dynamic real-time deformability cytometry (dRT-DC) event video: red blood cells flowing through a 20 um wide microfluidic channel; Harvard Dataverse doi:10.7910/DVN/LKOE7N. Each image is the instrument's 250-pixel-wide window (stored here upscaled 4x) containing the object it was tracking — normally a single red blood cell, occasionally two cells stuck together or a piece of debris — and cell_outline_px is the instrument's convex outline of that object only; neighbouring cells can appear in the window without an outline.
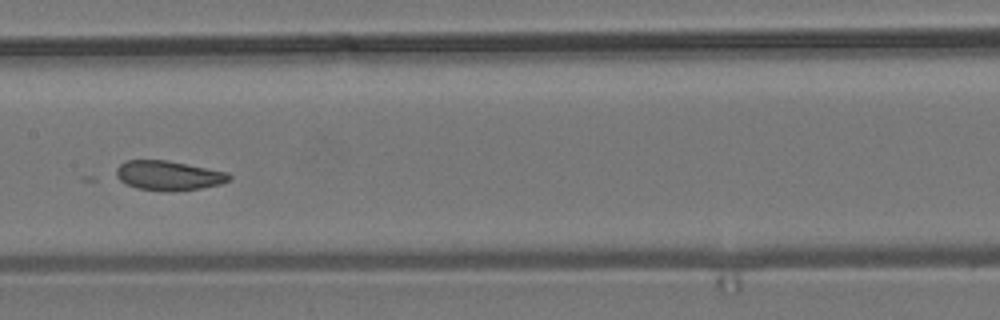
{"species": "common noctule bat (a hibernating species)", "species_latin": "Nyctalus noctula", "temperature_condition": "room temperature", "stored_images_in_passage": 10, "camera_frame_rate_fps": 3000, "um_per_image_px": 0.085, "animal": {"sex": "male", "body_mass_g": 19.2, "forearm_length_mm": 51.8}, "frame": {"image": 1, "passage_image": 9, "time_ms": 2.667, "image_size_px": [1000, 320], "cell_outline_px": [[232, 180], [220, 184], [200, 188], [172, 192], [168, 192], [136, 188], [112, 176], [116, 168], [124, 160], [168, 160], [228, 172], [232, 176]], "centroid_in_image_um": [14.3, 14.92], "position_along_channel_um": 193.1, "area_um2": 19.83}}
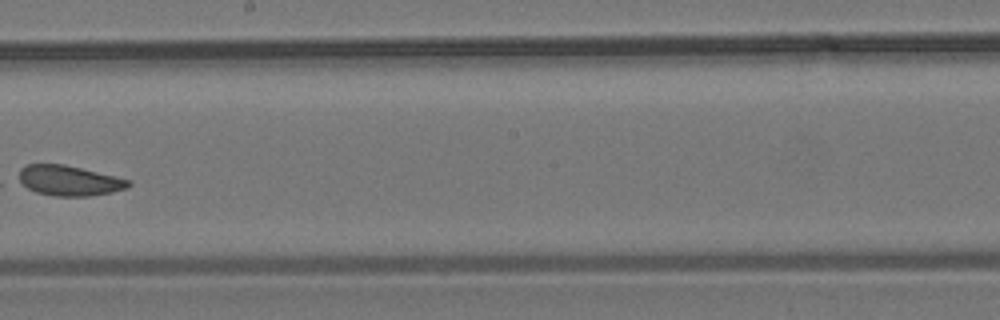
{"frame": {"image": 2, "passage_image": 10, "time_ms": 3.0, "image_size_px": [1000, 320], "cell_outline_px": [[132, 184], [128, 188], [112, 192], [88, 196], [56, 196], [36, 192], [28, 188], [20, 180], [20, 168], [28, 164], [64, 164], [116, 176], [132, 180]], "centroid_in_image_um": [5.94, 15.35], "position_along_channel_um": 242.3, "area_um2": 19.25}}